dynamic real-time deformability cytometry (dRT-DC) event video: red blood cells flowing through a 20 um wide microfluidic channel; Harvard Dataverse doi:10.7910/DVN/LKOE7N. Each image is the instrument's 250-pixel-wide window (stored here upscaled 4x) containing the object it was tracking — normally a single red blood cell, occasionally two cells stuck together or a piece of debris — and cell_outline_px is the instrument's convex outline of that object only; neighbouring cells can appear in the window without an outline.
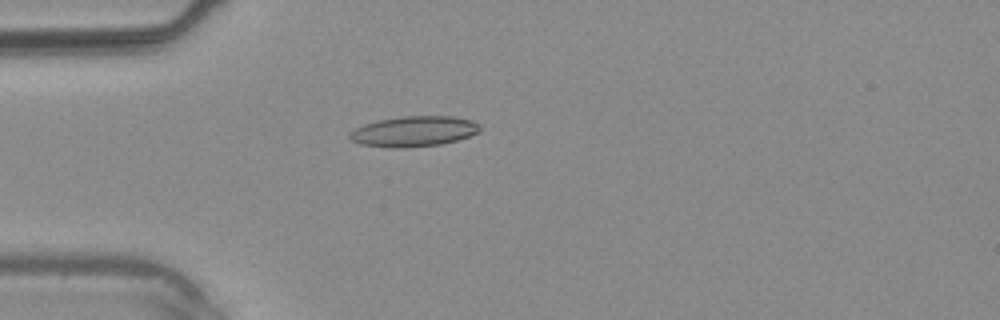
{"species": "common noctule bat (a hibernating species)", "species_latin": "Nyctalus noctula", "temperature_condition": "warm", "stored_images_in_passage": 30, "camera_frame_rate_fps": 3000, "um_per_image_px": 0.085, "animal": {"sex": "male", "body_mass_g": 20.4}, "frame": {"image": 1, "passage_image": 2, "time_ms": 0.333, "image_size_px": [1000, 320], "cell_outline_px": [[480, 132], [456, 140], [440, 144], [404, 148], [392, 148], [360, 144], [348, 140], [348, 132], [364, 124], [380, 120], [404, 116], [452, 116], [472, 120], [480, 124]], "centroid_in_image_um": [35.15, 11.17], "position_along_channel_um": 49.9, "area_um2": 23.18}}
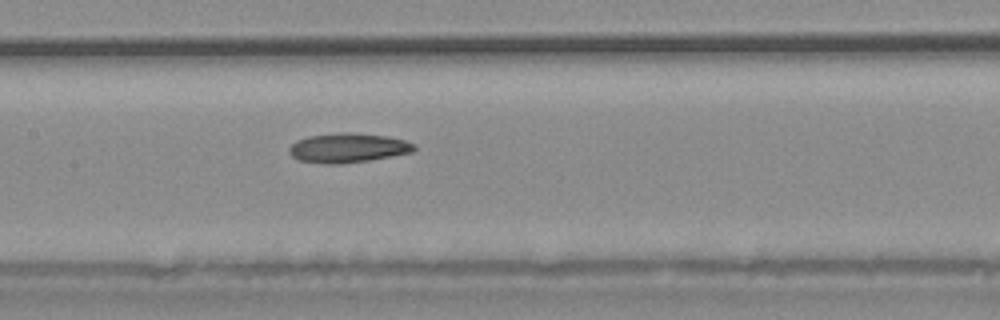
{"frame": {"image": 2, "passage_image": 10, "time_ms": 3.0, "image_size_px": [1000, 320], "cell_outline_px": [[416, 148], [412, 152], [368, 160], [340, 164], [324, 164], [300, 160], [292, 156], [288, 152], [288, 148], [296, 140], [308, 136], [340, 132], [352, 132], [388, 136], [404, 140], [416, 144]], "centroid_in_image_um": [29.56, 12.56], "position_along_channel_um": 177.8, "area_um2": 21.5}}
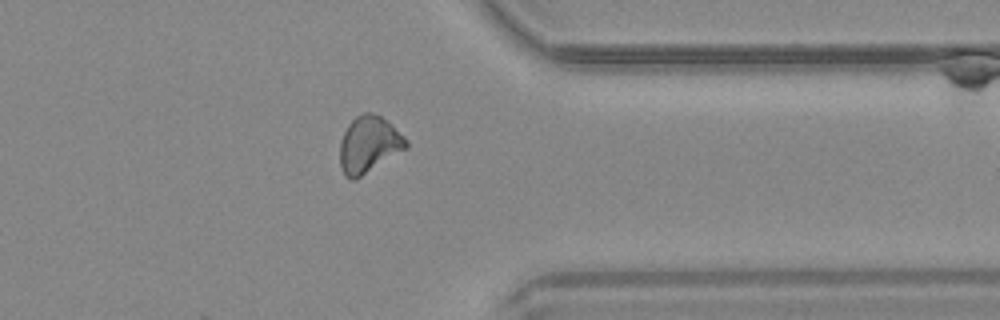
{"frame": {"image": 3, "passage_image": 22, "time_ms": 7.0, "image_size_px": [1000, 320], "cell_outline_px": [[408, 148], [356, 180], [352, 180], [344, 176], [340, 168], [340, 140], [348, 124], [356, 116], [364, 112], [372, 112], [388, 120], [408, 140]], "centroid_in_image_um": [31.36, 12.3], "position_along_channel_um": 380.0, "area_um2": 22.25}}